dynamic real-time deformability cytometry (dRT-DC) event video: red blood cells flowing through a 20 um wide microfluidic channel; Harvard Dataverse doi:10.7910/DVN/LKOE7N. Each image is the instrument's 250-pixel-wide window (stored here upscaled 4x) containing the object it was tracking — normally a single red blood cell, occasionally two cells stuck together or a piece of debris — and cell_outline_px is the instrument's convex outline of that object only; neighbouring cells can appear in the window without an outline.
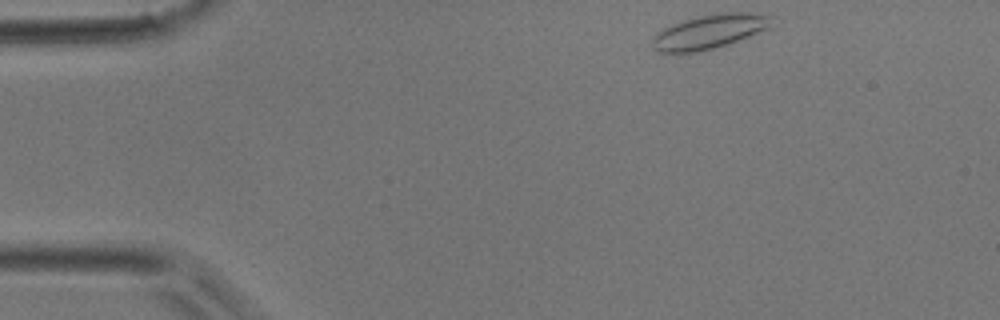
{"species": "common noctule bat (a hibernating species)", "species_latin": "Nyctalus noctula", "temperature_condition": "room temperature", "stored_images_in_passage": 2, "camera_frame_rate_fps": 3000, "um_per_image_px": 0.085, "animal": {"sex": "male", "body_mass_g": 17.9}, "frame": {"image": 1, "passage_image": 1, "time_ms": 0.0, "image_size_px": [1000, 320], "cell_outline_px": [[772, 16], [768, 28], [728, 44], [696, 52], [656, 52], [652, 48], [652, 36], [656, 32], [672, 24], [684, 20], [700, 16], [724, 12], [752, 12]], "centroid_in_image_um": [60.24, 2.69], "position_along_channel_um": 24.8, "area_um2": 23.52}}